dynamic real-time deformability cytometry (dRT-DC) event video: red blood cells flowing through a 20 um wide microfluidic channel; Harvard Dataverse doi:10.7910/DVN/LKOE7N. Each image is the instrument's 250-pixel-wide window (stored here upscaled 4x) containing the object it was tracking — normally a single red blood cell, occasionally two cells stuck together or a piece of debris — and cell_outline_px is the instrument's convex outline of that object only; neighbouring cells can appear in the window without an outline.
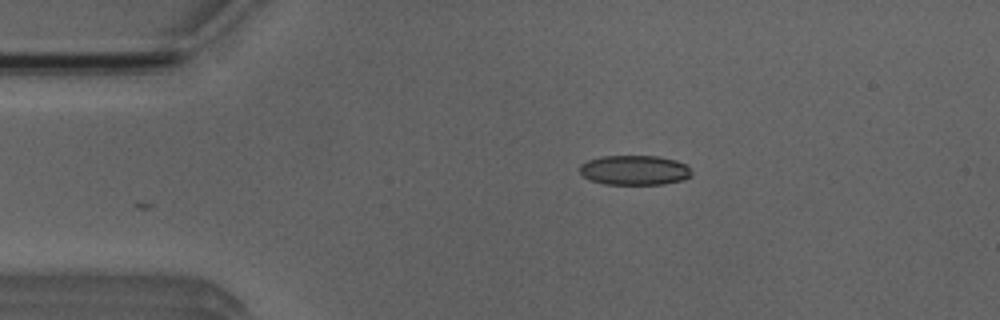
{"species": "Egyptian fruit bat (a non-hibernating species)", "species_latin": "Rousettus aegyptiacus", "temperature_condition": "room temperature", "stored_images_in_passage": 3, "camera_frame_rate_fps": 3000, "um_per_image_px": 0.085, "animal": {"sex": "male"}, "frame": {"image": 1, "passage_image": 3, "time_ms": 2.333, "image_size_px": [1000, 320], "cell_outline_px": [[692, 176], [684, 180], [664, 184], [604, 184], [588, 180], [580, 172], [580, 164], [588, 160], [600, 156], [656, 156], [676, 160], [684, 164], [692, 172]], "centroid_in_image_um": [53.92, 14.47], "position_along_channel_um": 31.1, "area_um2": 19.48}}